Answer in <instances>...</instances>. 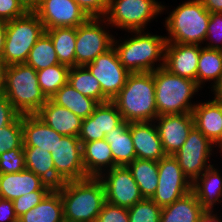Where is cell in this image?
Returning <instances> with one entry per match:
<instances>
[{
    "label": "cell",
    "mask_w": 222,
    "mask_h": 222,
    "mask_svg": "<svg viewBox=\"0 0 222 222\" xmlns=\"http://www.w3.org/2000/svg\"><path fill=\"white\" fill-rule=\"evenodd\" d=\"M86 67L99 81L102 93L111 101L125 85L130 72L123 67L114 47Z\"/></svg>",
    "instance_id": "cell-13"
},
{
    "label": "cell",
    "mask_w": 222,
    "mask_h": 222,
    "mask_svg": "<svg viewBox=\"0 0 222 222\" xmlns=\"http://www.w3.org/2000/svg\"><path fill=\"white\" fill-rule=\"evenodd\" d=\"M44 29L78 27L90 17L75 0H41L34 10Z\"/></svg>",
    "instance_id": "cell-14"
},
{
    "label": "cell",
    "mask_w": 222,
    "mask_h": 222,
    "mask_svg": "<svg viewBox=\"0 0 222 222\" xmlns=\"http://www.w3.org/2000/svg\"><path fill=\"white\" fill-rule=\"evenodd\" d=\"M45 32L34 11L7 21L6 40L2 58L7 66L26 63L30 50Z\"/></svg>",
    "instance_id": "cell-7"
},
{
    "label": "cell",
    "mask_w": 222,
    "mask_h": 222,
    "mask_svg": "<svg viewBox=\"0 0 222 222\" xmlns=\"http://www.w3.org/2000/svg\"><path fill=\"white\" fill-rule=\"evenodd\" d=\"M89 17H104L109 0H75Z\"/></svg>",
    "instance_id": "cell-44"
},
{
    "label": "cell",
    "mask_w": 222,
    "mask_h": 222,
    "mask_svg": "<svg viewBox=\"0 0 222 222\" xmlns=\"http://www.w3.org/2000/svg\"><path fill=\"white\" fill-rule=\"evenodd\" d=\"M3 94L20 115L36 114L48 100L36 70L26 63L7 66Z\"/></svg>",
    "instance_id": "cell-4"
},
{
    "label": "cell",
    "mask_w": 222,
    "mask_h": 222,
    "mask_svg": "<svg viewBox=\"0 0 222 222\" xmlns=\"http://www.w3.org/2000/svg\"><path fill=\"white\" fill-rule=\"evenodd\" d=\"M123 121L122 115L112 101L99 103L94 112L83 119L78 138L81 143L105 139V135Z\"/></svg>",
    "instance_id": "cell-17"
},
{
    "label": "cell",
    "mask_w": 222,
    "mask_h": 222,
    "mask_svg": "<svg viewBox=\"0 0 222 222\" xmlns=\"http://www.w3.org/2000/svg\"><path fill=\"white\" fill-rule=\"evenodd\" d=\"M25 166L52 188L60 187L64 181L56 174L52 154L34 146H24Z\"/></svg>",
    "instance_id": "cell-27"
},
{
    "label": "cell",
    "mask_w": 222,
    "mask_h": 222,
    "mask_svg": "<svg viewBox=\"0 0 222 222\" xmlns=\"http://www.w3.org/2000/svg\"><path fill=\"white\" fill-rule=\"evenodd\" d=\"M222 74V51L201 46L196 83L200 88L206 81H213L211 88Z\"/></svg>",
    "instance_id": "cell-34"
},
{
    "label": "cell",
    "mask_w": 222,
    "mask_h": 222,
    "mask_svg": "<svg viewBox=\"0 0 222 222\" xmlns=\"http://www.w3.org/2000/svg\"><path fill=\"white\" fill-rule=\"evenodd\" d=\"M201 2L210 13H222V0H201Z\"/></svg>",
    "instance_id": "cell-47"
},
{
    "label": "cell",
    "mask_w": 222,
    "mask_h": 222,
    "mask_svg": "<svg viewBox=\"0 0 222 222\" xmlns=\"http://www.w3.org/2000/svg\"><path fill=\"white\" fill-rule=\"evenodd\" d=\"M102 23H107L103 17H90L76 27V66H86L113 47L114 36Z\"/></svg>",
    "instance_id": "cell-9"
},
{
    "label": "cell",
    "mask_w": 222,
    "mask_h": 222,
    "mask_svg": "<svg viewBox=\"0 0 222 222\" xmlns=\"http://www.w3.org/2000/svg\"><path fill=\"white\" fill-rule=\"evenodd\" d=\"M210 12L201 0H187L165 20L167 42L201 45L205 42Z\"/></svg>",
    "instance_id": "cell-6"
},
{
    "label": "cell",
    "mask_w": 222,
    "mask_h": 222,
    "mask_svg": "<svg viewBox=\"0 0 222 222\" xmlns=\"http://www.w3.org/2000/svg\"><path fill=\"white\" fill-rule=\"evenodd\" d=\"M165 10L156 0H109L104 19L111 27L126 31L144 30L148 22Z\"/></svg>",
    "instance_id": "cell-8"
},
{
    "label": "cell",
    "mask_w": 222,
    "mask_h": 222,
    "mask_svg": "<svg viewBox=\"0 0 222 222\" xmlns=\"http://www.w3.org/2000/svg\"><path fill=\"white\" fill-rule=\"evenodd\" d=\"M218 171L212 165L192 183V191L204 211H213L216 203H222V177Z\"/></svg>",
    "instance_id": "cell-25"
},
{
    "label": "cell",
    "mask_w": 222,
    "mask_h": 222,
    "mask_svg": "<svg viewBox=\"0 0 222 222\" xmlns=\"http://www.w3.org/2000/svg\"><path fill=\"white\" fill-rule=\"evenodd\" d=\"M205 41H209V43L206 42L207 45L204 47L222 51V13L221 12L210 13V19L208 22Z\"/></svg>",
    "instance_id": "cell-40"
},
{
    "label": "cell",
    "mask_w": 222,
    "mask_h": 222,
    "mask_svg": "<svg viewBox=\"0 0 222 222\" xmlns=\"http://www.w3.org/2000/svg\"><path fill=\"white\" fill-rule=\"evenodd\" d=\"M25 169L23 148H15L0 155V174L18 173Z\"/></svg>",
    "instance_id": "cell-39"
},
{
    "label": "cell",
    "mask_w": 222,
    "mask_h": 222,
    "mask_svg": "<svg viewBox=\"0 0 222 222\" xmlns=\"http://www.w3.org/2000/svg\"><path fill=\"white\" fill-rule=\"evenodd\" d=\"M161 211L152 199L144 198L128 208L129 222H160Z\"/></svg>",
    "instance_id": "cell-38"
},
{
    "label": "cell",
    "mask_w": 222,
    "mask_h": 222,
    "mask_svg": "<svg viewBox=\"0 0 222 222\" xmlns=\"http://www.w3.org/2000/svg\"><path fill=\"white\" fill-rule=\"evenodd\" d=\"M26 64L36 71L59 64L51 38L45 32L30 50Z\"/></svg>",
    "instance_id": "cell-36"
},
{
    "label": "cell",
    "mask_w": 222,
    "mask_h": 222,
    "mask_svg": "<svg viewBox=\"0 0 222 222\" xmlns=\"http://www.w3.org/2000/svg\"><path fill=\"white\" fill-rule=\"evenodd\" d=\"M22 115L0 128V155L15 148H23Z\"/></svg>",
    "instance_id": "cell-37"
},
{
    "label": "cell",
    "mask_w": 222,
    "mask_h": 222,
    "mask_svg": "<svg viewBox=\"0 0 222 222\" xmlns=\"http://www.w3.org/2000/svg\"><path fill=\"white\" fill-rule=\"evenodd\" d=\"M51 154L55 172L64 182L87 177L82 159V143L78 137L64 135Z\"/></svg>",
    "instance_id": "cell-15"
},
{
    "label": "cell",
    "mask_w": 222,
    "mask_h": 222,
    "mask_svg": "<svg viewBox=\"0 0 222 222\" xmlns=\"http://www.w3.org/2000/svg\"><path fill=\"white\" fill-rule=\"evenodd\" d=\"M7 22L0 21V57H2L6 40Z\"/></svg>",
    "instance_id": "cell-50"
},
{
    "label": "cell",
    "mask_w": 222,
    "mask_h": 222,
    "mask_svg": "<svg viewBox=\"0 0 222 222\" xmlns=\"http://www.w3.org/2000/svg\"><path fill=\"white\" fill-rule=\"evenodd\" d=\"M105 140L112 150L114 167H127L136 159L135 148L130 130V122L123 121L105 135Z\"/></svg>",
    "instance_id": "cell-26"
},
{
    "label": "cell",
    "mask_w": 222,
    "mask_h": 222,
    "mask_svg": "<svg viewBox=\"0 0 222 222\" xmlns=\"http://www.w3.org/2000/svg\"><path fill=\"white\" fill-rule=\"evenodd\" d=\"M157 163L158 186L151 199L163 208L190 192L192 183L184 175L173 155H166Z\"/></svg>",
    "instance_id": "cell-11"
},
{
    "label": "cell",
    "mask_w": 222,
    "mask_h": 222,
    "mask_svg": "<svg viewBox=\"0 0 222 222\" xmlns=\"http://www.w3.org/2000/svg\"><path fill=\"white\" fill-rule=\"evenodd\" d=\"M201 45L167 42L164 67L171 73L196 81Z\"/></svg>",
    "instance_id": "cell-18"
},
{
    "label": "cell",
    "mask_w": 222,
    "mask_h": 222,
    "mask_svg": "<svg viewBox=\"0 0 222 222\" xmlns=\"http://www.w3.org/2000/svg\"><path fill=\"white\" fill-rule=\"evenodd\" d=\"M99 178L105 188L106 202L112 205L128 209L144 199L128 167H113Z\"/></svg>",
    "instance_id": "cell-12"
},
{
    "label": "cell",
    "mask_w": 222,
    "mask_h": 222,
    "mask_svg": "<svg viewBox=\"0 0 222 222\" xmlns=\"http://www.w3.org/2000/svg\"><path fill=\"white\" fill-rule=\"evenodd\" d=\"M204 210L191 190L162 208L160 222H198Z\"/></svg>",
    "instance_id": "cell-28"
},
{
    "label": "cell",
    "mask_w": 222,
    "mask_h": 222,
    "mask_svg": "<svg viewBox=\"0 0 222 222\" xmlns=\"http://www.w3.org/2000/svg\"><path fill=\"white\" fill-rule=\"evenodd\" d=\"M214 92V101L222 104V74L218 80V82L211 88Z\"/></svg>",
    "instance_id": "cell-49"
},
{
    "label": "cell",
    "mask_w": 222,
    "mask_h": 222,
    "mask_svg": "<svg viewBox=\"0 0 222 222\" xmlns=\"http://www.w3.org/2000/svg\"><path fill=\"white\" fill-rule=\"evenodd\" d=\"M36 115L59 134L79 136L83 119L50 98Z\"/></svg>",
    "instance_id": "cell-23"
},
{
    "label": "cell",
    "mask_w": 222,
    "mask_h": 222,
    "mask_svg": "<svg viewBox=\"0 0 222 222\" xmlns=\"http://www.w3.org/2000/svg\"><path fill=\"white\" fill-rule=\"evenodd\" d=\"M96 222H129L128 209L105 202Z\"/></svg>",
    "instance_id": "cell-42"
},
{
    "label": "cell",
    "mask_w": 222,
    "mask_h": 222,
    "mask_svg": "<svg viewBox=\"0 0 222 222\" xmlns=\"http://www.w3.org/2000/svg\"><path fill=\"white\" fill-rule=\"evenodd\" d=\"M166 155H174L185 143L194 126L192 113L157 116L154 120ZM158 124V125H157Z\"/></svg>",
    "instance_id": "cell-16"
},
{
    "label": "cell",
    "mask_w": 222,
    "mask_h": 222,
    "mask_svg": "<svg viewBox=\"0 0 222 222\" xmlns=\"http://www.w3.org/2000/svg\"><path fill=\"white\" fill-rule=\"evenodd\" d=\"M158 116L192 113L191 98L200 90L196 81L171 73L164 66L152 72Z\"/></svg>",
    "instance_id": "cell-5"
},
{
    "label": "cell",
    "mask_w": 222,
    "mask_h": 222,
    "mask_svg": "<svg viewBox=\"0 0 222 222\" xmlns=\"http://www.w3.org/2000/svg\"><path fill=\"white\" fill-rule=\"evenodd\" d=\"M18 222H64L60 192L53 188L38 205L19 217Z\"/></svg>",
    "instance_id": "cell-29"
},
{
    "label": "cell",
    "mask_w": 222,
    "mask_h": 222,
    "mask_svg": "<svg viewBox=\"0 0 222 222\" xmlns=\"http://www.w3.org/2000/svg\"><path fill=\"white\" fill-rule=\"evenodd\" d=\"M27 10L19 0H0V21H11L23 16Z\"/></svg>",
    "instance_id": "cell-43"
},
{
    "label": "cell",
    "mask_w": 222,
    "mask_h": 222,
    "mask_svg": "<svg viewBox=\"0 0 222 222\" xmlns=\"http://www.w3.org/2000/svg\"><path fill=\"white\" fill-rule=\"evenodd\" d=\"M22 129L23 146H34L50 153L64 136L49 127L36 114L22 115Z\"/></svg>",
    "instance_id": "cell-22"
},
{
    "label": "cell",
    "mask_w": 222,
    "mask_h": 222,
    "mask_svg": "<svg viewBox=\"0 0 222 222\" xmlns=\"http://www.w3.org/2000/svg\"><path fill=\"white\" fill-rule=\"evenodd\" d=\"M213 212L214 211H204L198 222H222L221 216L218 217V214H214Z\"/></svg>",
    "instance_id": "cell-48"
},
{
    "label": "cell",
    "mask_w": 222,
    "mask_h": 222,
    "mask_svg": "<svg viewBox=\"0 0 222 222\" xmlns=\"http://www.w3.org/2000/svg\"><path fill=\"white\" fill-rule=\"evenodd\" d=\"M82 159L87 177H100L114 167L112 150L105 139L82 143Z\"/></svg>",
    "instance_id": "cell-24"
},
{
    "label": "cell",
    "mask_w": 222,
    "mask_h": 222,
    "mask_svg": "<svg viewBox=\"0 0 222 222\" xmlns=\"http://www.w3.org/2000/svg\"><path fill=\"white\" fill-rule=\"evenodd\" d=\"M126 122L154 121L158 116L152 72L130 73L111 100Z\"/></svg>",
    "instance_id": "cell-2"
},
{
    "label": "cell",
    "mask_w": 222,
    "mask_h": 222,
    "mask_svg": "<svg viewBox=\"0 0 222 222\" xmlns=\"http://www.w3.org/2000/svg\"><path fill=\"white\" fill-rule=\"evenodd\" d=\"M56 189L62 198L64 220L96 222L106 202L105 188L99 177L66 181Z\"/></svg>",
    "instance_id": "cell-1"
},
{
    "label": "cell",
    "mask_w": 222,
    "mask_h": 222,
    "mask_svg": "<svg viewBox=\"0 0 222 222\" xmlns=\"http://www.w3.org/2000/svg\"><path fill=\"white\" fill-rule=\"evenodd\" d=\"M45 33L51 38L59 63L76 66V28L55 27L45 30Z\"/></svg>",
    "instance_id": "cell-31"
},
{
    "label": "cell",
    "mask_w": 222,
    "mask_h": 222,
    "mask_svg": "<svg viewBox=\"0 0 222 222\" xmlns=\"http://www.w3.org/2000/svg\"><path fill=\"white\" fill-rule=\"evenodd\" d=\"M0 222H18L11 200L0 198Z\"/></svg>",
    "instance_id": "cell-46"
},
{
    "label": "cell",
    "mask_w": 222,
    "mask_h": 222,
    "mask_svg": "<svg viewBox=\"0 0 222 222\" xmlns=\"http://www.w3.org/2000/svg\"><path fill=\"white\" fill-rule=\"evenodd\" d=\"M50 99L73 112L82 119L87 118L99 104L96 100L81 94L67 82Z\"/></svg>",
    "instance_id": "cell-30"
},
{
    "label": "cell",
    "mask_w": 222,
    "mask_h": 222,
    "mask_svg": "<svg viewBox=\"0 0 222 222\" xmlns=\"http://www.w3.org/2000/svg\"><path fill=\"white\" fill-rule=\"evenodd\" d=\"M7 65L2 57H0V94L3 93L5 83V72Z\"/></svg>",
    "instance_id": "cell-51"
},
{
    "label": "cell",
    "mask_w": 222,
    "mask_h": 222,
    "mask_svg": "<svg viewBox=\"0 0 222 222\" xmlns=\"http://www.w3.org/2000/svg\"><path fill=\"white\" fill-rule=\"evenodd\" d=\"M214 145L196 126H193L185 143L173 155L191 183L212 166L209 162Z\"/></svg>",
    "instance_id": "cell-10"
},
{
    "label": "cell",
    "mask_w": 222,
    "mask_h": 222,
    "mask_svg": "<svg viewBox=\"0 0 222 222\" xmlns=\"http://www.w3.org/2000/svg\"><path fill=\"white\" fill-rule=\"evenodd\" d=\"M68 82L81 94L88 96L98 103L110 101L103 93L99 81L86 66L70 67Z\"/></svg>",
    "instance_id": "cell-33"
},
{
    "label": "cell",
    "mask_w": 222,
    "mask_h": 222,
    "mask_svg": "<svg viewBox=\"0 0 222 222\" xmlns=\"http://www.w3.org/2000/svg\"><path fill=\"white\" fill-rule=\"evenodd\" d=\"M137 159L160 161L166 156L154 121L130 122Z\"/></svg>",
    "instance_id": "cell-19"
},
{
    "label": "cell",
    "mask_w": 222,
    "mask_h": 222,
    "mask_svg": "<svg viewBox=\"0 0 222 222\" xmlns=\"http://www.w3.org/2000/svg\"><path fill=\"white\" fill-rule=\"evenodd\" d=\"M27 11H34L40 4L41 0H19Z\"/></svg>",
    "instance_id": "cell-52"
},
{
    "label": "cell",
    "mask_w": 222,
    "mask_h": 222,
    "mask_svg": "<svg viewBox=\"0 0 222 222\" xmlns=\"http://www.w3.org/2000/svg\"><path fill=\"white\" fill-rule=\"evenodd\" d=\"M196 126L215 147H222V104L213 99L196 103L192 111ZM218 145V146H217Z\"/></svg>",
    "instance_id": "cell-21"
},
{
    "label": "cell",
    "mask_w": 222,
    "mask_h": 222,
    "mask_svg": "<svg viewBox=\"0 0 222 222\" xmlns=\"http://www.w3.org/2000/svg\"><path fill=\"white\" fill-rule=\"evenodd\" d=\"M18 115L8 98L0 94V128L9 125Z\"/></svg>",
    "instance_id": "cell-45"
},
{
    "label": "cell",
    "mask_w": 222,
    "mask_h": 222,
    "mask_svg": "<svg viewBox=\"0 0 222 222\" xmlns=\"http://www.w3.org/2000/svg\"><path fill=\"white\" fill-rule=\"evenodd\" d=\"M143 198L151 199L158 186V163L146 159H135L128 166Z\"/></svg>",
    "instance_id": "cell-32"
},
{
    "label": "cell",
    "mask_w": 222,
    "mask_h": 222,
    "mask_svg": "<svg viewBox=\"0 0 222 222\" xmlns=\"http://www.w3.org/2000/svg\"><path fill=\"white\" fill-rule=\"evenodd\" d=\"M53 188L32 171L0 174V198L15 200L33 191H51Z\"/></svg>",
    "instance_id": "cell-20"
},
{
    "label": "cell",
    "mask_w": 222,
    "mask_h": 222,
    "mask_svg": "<svg viewBox=\"0 0 222 222\" xmlns=\"http://www.w3.org/2000/svg\"><path fill=\"white\" fill-rule=\"evenodd\" d=\"M69 69V66L59 63L36 71L39 87L48 99L68 82Z\"/></svg>",
    "instance_id": "cell-35"
},
{
    "label": "cell",
    "mask_w": 222,
    "mask_h": 222,
    "mask_svg": "<svg viewBox=\"0 0 222 222\" xmlns=\"http://www.w3.org/2000/svg\"><path fill=\"white\" fill-rule=\"evenodd\" d=\"M50 191H33L13 200V207L16 216L19 218L24 213L38 205Z\"/></svg>",
    "instance_id": "cell-41"
},
{
    "label": "cell",
    "mask_w": 222,
    "mask_h": 222,
    "mask_svg": "<svg viewBox=\"0 0 222 222\" xmlns=\"http://www.w3.org/2000/svg\"><path fill=\"white\" fill-rule=\"evenodd\" d=\"M133 37L124 41L113 39V47L123 67L130 73L153 72L165 64L166 36L144 33V30L129 31ZM162 61L158 66L155 62Z\"/></svg>",
    "instance_id": "cell-3"
}]
</instances>
